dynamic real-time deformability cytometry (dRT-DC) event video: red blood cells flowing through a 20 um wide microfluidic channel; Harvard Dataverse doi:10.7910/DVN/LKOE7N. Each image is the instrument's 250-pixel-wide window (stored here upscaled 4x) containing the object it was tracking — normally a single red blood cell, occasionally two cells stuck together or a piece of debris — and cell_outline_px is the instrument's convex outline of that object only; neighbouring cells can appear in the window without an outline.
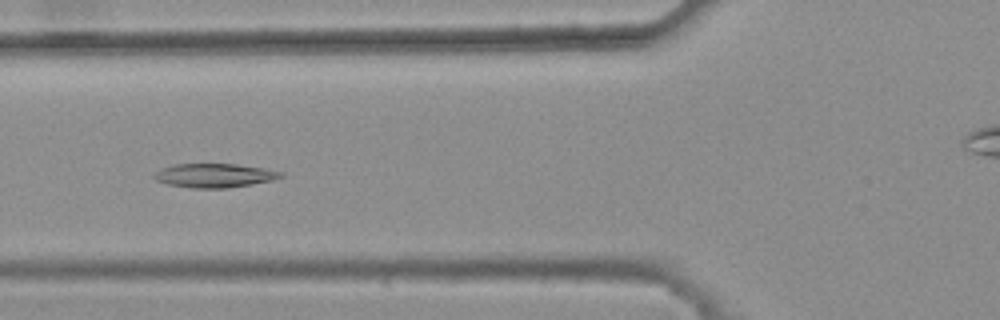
{"species": "common noctule bat (a hibernating species)", "species_latin": "Nyctalus noctula", "temperature_condition": "warm", "stored_images_in_passage": 40, "camera_frame_rate_fps": 3000, "um_per_image_px": 0.085, "animal": {"sex": "female", "body_mass_g": 25.1}, "frame": {"image": 1, "passage_image": 19, "time_ms": 6.0, "image_size_px": [1000, 320], "cell_outline_px": [[284, 176], [272, 180], [252, 184], [228, 188], [192, 188], [168, 184], [156, 180], [152, 176], [160, 168], [176, 164], [236, 164], [264, 168], [284, 172]], "centroid_in_image_um": [18.24, 14.91], "position_along_channel_um": 107.6, "area_um2": 17.69}}
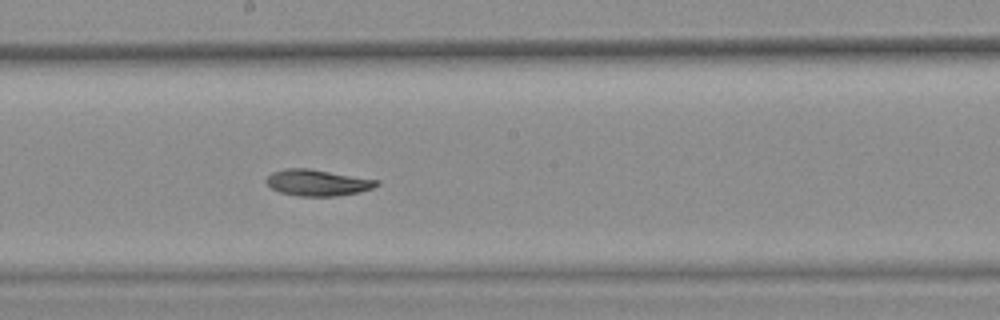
{"frame": {"image": 2, "passage_image": 28, "time_ms": 9.0, "image_size_px": [1000, 320], "cell_outline_px": [[380, 184], [372, 188], [360, 192], [336, 196], [296, 196], [280, 192], [272, 188], [264, 180], [272, 172], [284, 168], [312, 168], [380, 180]], "centroid_in_image_um": [27.01, 15.51], "position_along_channel_um": 221.2, "area_um2": 17.17}}
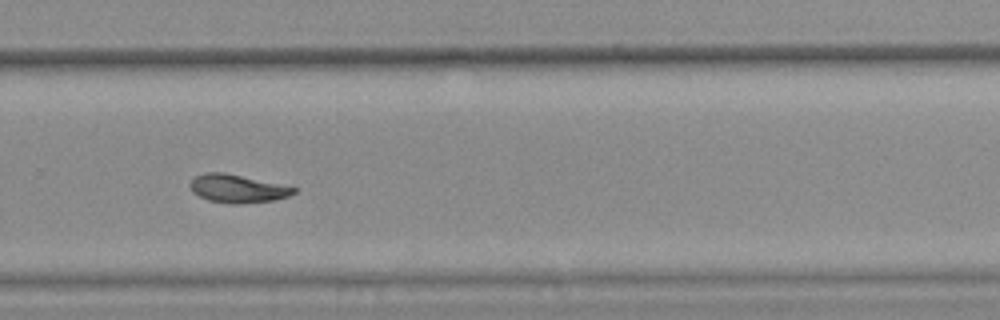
{"frame": {"image": 3, "passage_image": 35, "time_ms": 11.333, "image_size_px": [1000, 320], "cell_outline_px": [[296, 192], [288, 196], [276, 200], [240, 204], [228, 204], [208, 200], [192, 192], [188, 184], [196, 176], [204, 172], [224, 172], [296, 188]], "centroid_in_image_um": [20.14, 16.04], "position_along_channel_um": 309.7, "area_um2": 16.94}}